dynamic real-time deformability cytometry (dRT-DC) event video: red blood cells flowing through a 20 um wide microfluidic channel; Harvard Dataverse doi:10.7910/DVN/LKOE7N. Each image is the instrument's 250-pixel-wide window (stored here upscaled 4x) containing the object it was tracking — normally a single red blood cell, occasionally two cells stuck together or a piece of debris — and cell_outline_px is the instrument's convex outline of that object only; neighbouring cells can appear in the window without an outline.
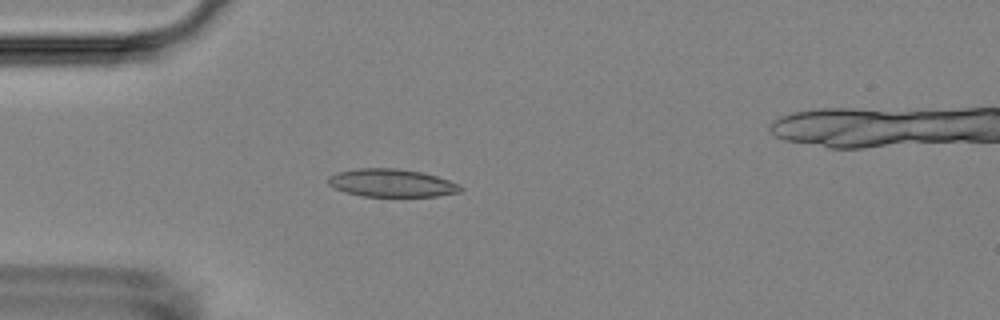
{"species": "Egyptian fruit bat (a non-hibernating species)", "species_latin": "Rousettus aegyptiacus", "temperature_condition": "room temperature", "stored_images_in_passage": 4, "camera_frame_rate_fps": 3000, "um_per_image_px": 0.085, "animal": {"sex": "female"}, "frame": {"image": 1, "passage_image": 3, "time_ms": 2.333, "image_size_px": [1000, 320], "cell_outline_px": [[464, 188], [460, 192], [436, 196], [364, 196], [344, 192], [328, 184], [328, 176], [336, 172], [356, 168], [396, 168], [420, 172], [436, 176], [460, 184]], "centroid_in_image_um": [33.28, 15.55], "position_along_channel_um": 51.7, "area_um2": 21.5}}